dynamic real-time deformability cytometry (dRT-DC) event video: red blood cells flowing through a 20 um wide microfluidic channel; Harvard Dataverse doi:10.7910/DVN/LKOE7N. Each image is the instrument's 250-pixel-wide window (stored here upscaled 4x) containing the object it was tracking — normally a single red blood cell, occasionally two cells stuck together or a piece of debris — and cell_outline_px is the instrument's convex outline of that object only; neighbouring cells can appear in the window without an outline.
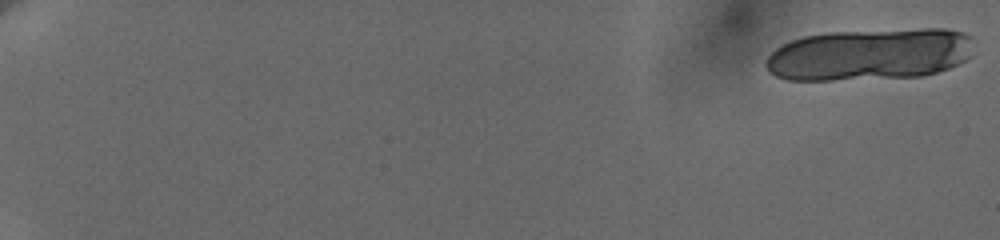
{"species": "human", "species_latin": "Homo sapiens", "temperature_condition": "cold", "stored_images_in_passage": 40, "camera_frame_rate_fps": 3000, "um_per_image_px": 0.085, "donor": {"sex": "female"}, "frame": {"image": 1, "passage_image": 1, "time_ms": 0.0, "image_size_px": [1000, 240], "cell_outline_px": [[972, 36], [968, 56], [964, 60], [948, 68], [936, 72], [920, 76], [832, 80], [788, 80], [776, 76], [768, 72], [764, 64], [764, 60], [776, 48], [792, 40], [804, 36], [828, 32], [920, 28], [948, 28], [964, 32]], "centroid_in_image_um": [73.88, 4.61], "position_along_channel_um": 11.1, "area_um2": 63.06}}
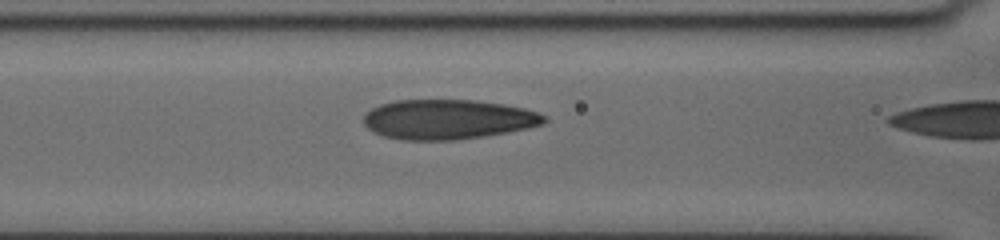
{"frame": {"image": 2, "passage_image": 39, "time_ms": 8.667, "image_size_px": [1000, 240], "cell_outline_px": [[548, 120], [544, 124], [528, 128], [484, 136], [456, 140], [400, 140], [384, 136], [372, 132], [364, 124], [364, 112], [380, 104], [396, 100], [476, 100], [504, 104], [524, 108], [540, 112], [548, 116]], "centroid_in_image_um": [38.09, 10.14], "position_along_channel_um": 128.5, "area_um2": 42.25}}